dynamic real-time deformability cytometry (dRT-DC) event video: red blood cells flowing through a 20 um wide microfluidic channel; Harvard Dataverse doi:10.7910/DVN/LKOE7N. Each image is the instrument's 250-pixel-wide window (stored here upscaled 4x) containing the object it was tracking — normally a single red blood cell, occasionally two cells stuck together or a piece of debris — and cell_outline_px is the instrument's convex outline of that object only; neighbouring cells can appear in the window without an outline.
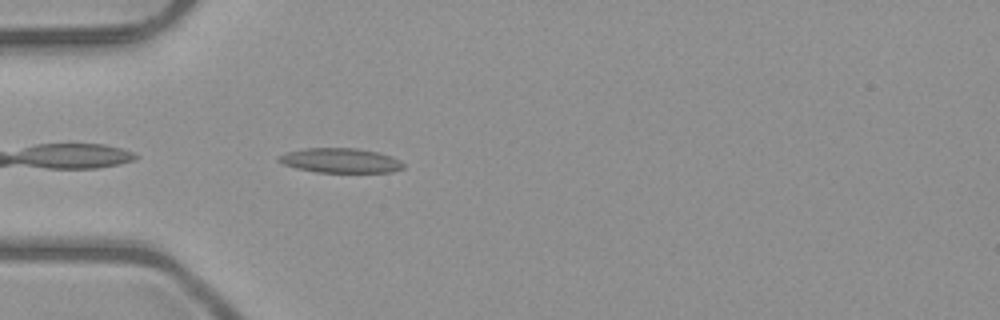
{"species": "common noctule bat (a hibernating species)", "species_latin": "Nyctalus noctula", "temperature_condition": "room temperature", "stored_images_in_passage": 24, "camera_frame_rate_fps": 3000, "um_per_image_px": 0.085, "animal": {"sex": "male", "body_mass_g": 23.1, "forearm_length_mm": 52.7}, "frame": {"image": 1, "passage_image": 2, "time_ms": 0.333, "image_size_px": [1000, 320], "cell_outline_px": [[404, 168], [392, 172], [316, 172], [296, 168], [284, 164], [276, 160], [276, 156], [284, 152], [304, 148], [356, 148], [376, 152], [392, 156], [400, 160], [404, 164]], "centroid_in_image_um": [28.9, 13.64], "position_along_channel_um": 56.1, "area_um2": 18.03}}
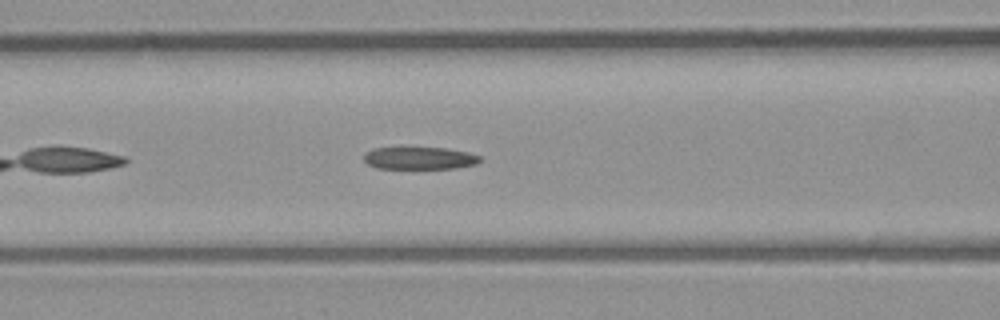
{"frame": {"image": 2, "passage_image": 8, "time_ms": 2.333, "image_size_px": [1000, 320], "cell_outline_px": [[484, 160], [476, 164], [456, 168], [376, 168], [368, 164], [364, 160], [364, 152], [372, 148], [448, 148], [468, 152], [480, 156]], "centroid_in_image_um": [35.68, 13.44], "position_along_channel_um": 130.9, "area_um2": 15.2}}
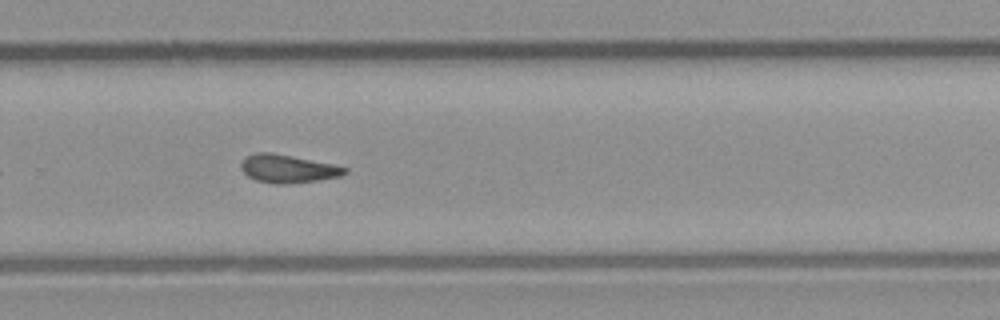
{"frame": {"image": 3, "passage_image": 21, "time_ms": 6.667, "image_size_px": [1000, 320], "cell_outline_px": [[348, 172], [340, 176], [316, 180], [288, 184], [276, 184], [256, 180], [248, 176], [240, 168], [240, 164], [244, 156], [256, 152], [272, 152], [332, 164], [348, 168]], "centroid_in_image_um": [24.42, 14.33], "position_along_channel_um": 305.4, "area_um2": 16.99}}